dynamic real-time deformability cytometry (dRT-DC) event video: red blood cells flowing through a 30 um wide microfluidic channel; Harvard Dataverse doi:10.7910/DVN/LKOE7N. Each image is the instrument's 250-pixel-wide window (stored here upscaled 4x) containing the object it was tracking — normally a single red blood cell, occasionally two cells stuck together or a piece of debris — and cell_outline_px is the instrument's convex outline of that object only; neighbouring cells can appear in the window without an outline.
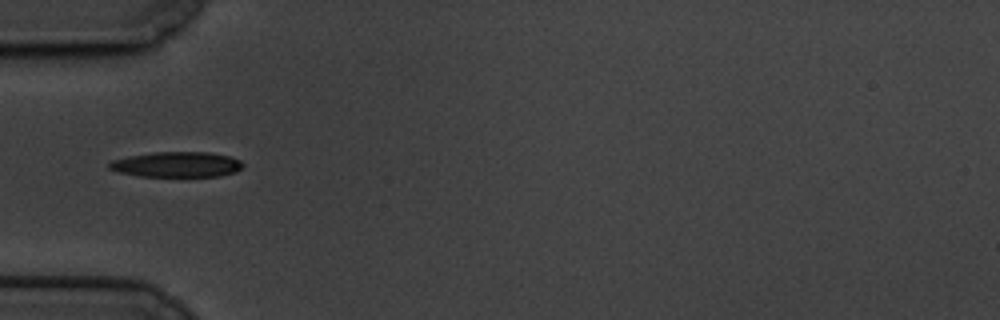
{"species": "common noctule bat (a hibernating species)", "species_latin": "Nyctalus noctula", "temperature_condition": "cold", "stored_images_in_passage": 41, "camera_frame_rate_fps": 3000, "um_per_image_px": 0.085, "animal": {"sex": "male", "body_mass_g": 19.5, "forearm_length_mm": 54.6}, "frame": {"image": 1, "passage_image": 1, "time_ms": 0.0, "image_size_px": [1000, 320], "cell_outline_px": [[244, 164], [236, 172], [220, 176], [140, 176], [120, 172], [108, 168], [108, 164], [112, 160], [128, 156], [156, 152], [208, 152], [228, 156], [240, 160]], "centroid_in_image_um": [15.03, 13.98], "position_along_channel_um": 70.0, "area_um2": 19.59}}
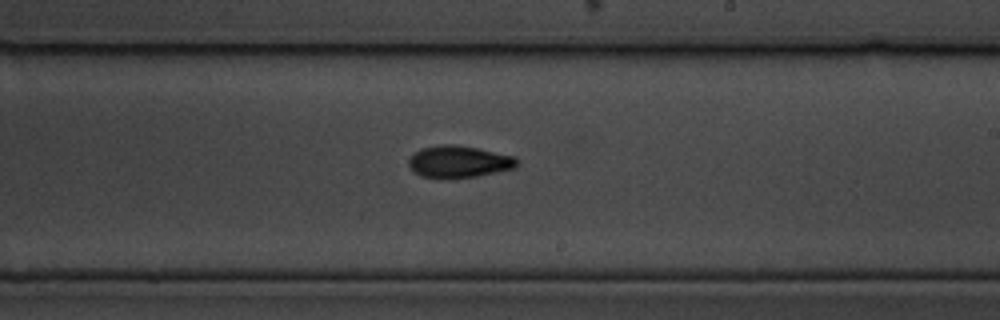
{"frame": {"image": 2, "passage_image": 17, "time_ms": 5.333, "image_size_px": [1000, 320], "cell_outline_px": [[520, 160], [516, 168], [476, 176], [420, 176], [408, 164], [408, 160], [420, 148], [440, 144], [456, 144], [516, 156]], "centroid_in_image_um": [39.07, 13.7], "position_along_channel_um": 249.9, "area_um2": 19.71}}
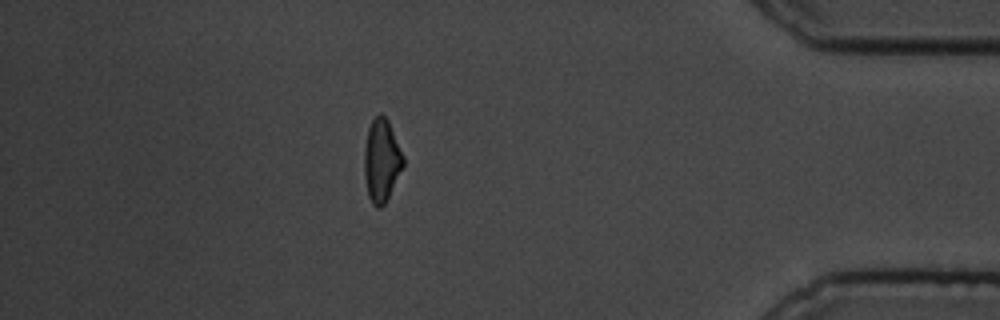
{"frame": {"image": 3, "passage_image": 34, "time_ms": 11.0, "image_size_px": [1000, 320], "cell_outline_px": [[404, 164], [384, 204], [380, 208], [376, 208], [372, 204], [368, 196], [364, 176], [364, 148], [368, 128], [372, 120], [380, 112], [388, 120], [404, 156]], "centroid_in_image_um": [32.41, 13.63], "position_along_channel_um": 402.8, "area_um2": 18.73}, "authors_computed_cell_mechanics": {"area_um2": 19.1896, "velocity_mm_per_s": 3.3819, "shape_relaxation_time_tau1_ms": 3.7994, "shape_relaxation_time_tau2_ms": 2.9765, "deformation_change_tau1": 0.1558, "deformation_change_tau2": 0.0933}}